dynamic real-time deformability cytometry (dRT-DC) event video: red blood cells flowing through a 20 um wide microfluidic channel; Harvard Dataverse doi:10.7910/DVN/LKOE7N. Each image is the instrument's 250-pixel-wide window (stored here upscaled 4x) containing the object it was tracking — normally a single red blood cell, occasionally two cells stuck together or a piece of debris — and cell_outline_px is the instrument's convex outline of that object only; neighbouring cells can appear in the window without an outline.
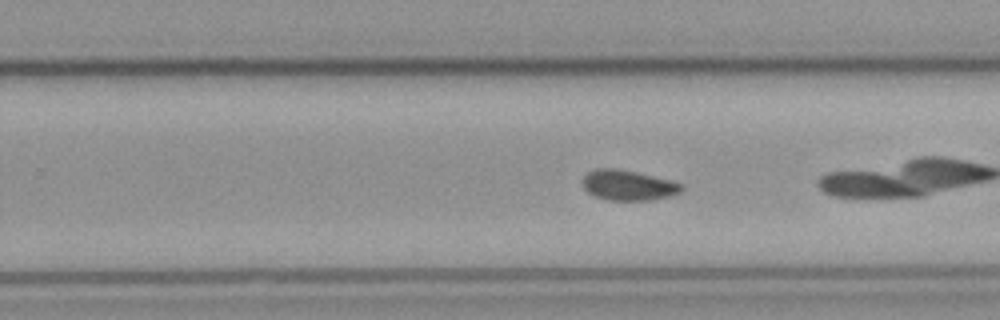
{"species": "common noctule bat (a hibernating species)", "species_latin": "Nyctalus noctula", "temperature_condition": "cold", "stored_images_in_passage": 42, "camera_frame_rate_fps": 3000, "um_per_image_px": 0.085, "animal": {"sex": "male", "body_mass_g": 23.1, "forearm_length_mm": 52.7}, "frame": {"image": 1, "passage_image": 19, "time_ms": 6.0, "image_size_px": [1000, 320], "cell_outline_px": [[684, 188], [680, 192], [668, 196], [652, 200], [608, 200], [596, 196], [588, 192], [584, 188], [584, 176], [588, 172], [596, 168], [616, 168], [636, 172], [684, 184]], "centroid_in_image_um": [53.4, 15.74], "position_along_channel_um": 276.4, "area_um2": 17.22}, "authors_computed_cell_mechanics": {"area_um2": 17.1377, "velocity_mm_per_s": 3.5783, "shape_relaxation_time_tau1_ms": null, "shape_relaxation_time_tau2_ms": 3.5161, "deformation_change_tau1": null, "deformation_change_tau2": 0.0683}}